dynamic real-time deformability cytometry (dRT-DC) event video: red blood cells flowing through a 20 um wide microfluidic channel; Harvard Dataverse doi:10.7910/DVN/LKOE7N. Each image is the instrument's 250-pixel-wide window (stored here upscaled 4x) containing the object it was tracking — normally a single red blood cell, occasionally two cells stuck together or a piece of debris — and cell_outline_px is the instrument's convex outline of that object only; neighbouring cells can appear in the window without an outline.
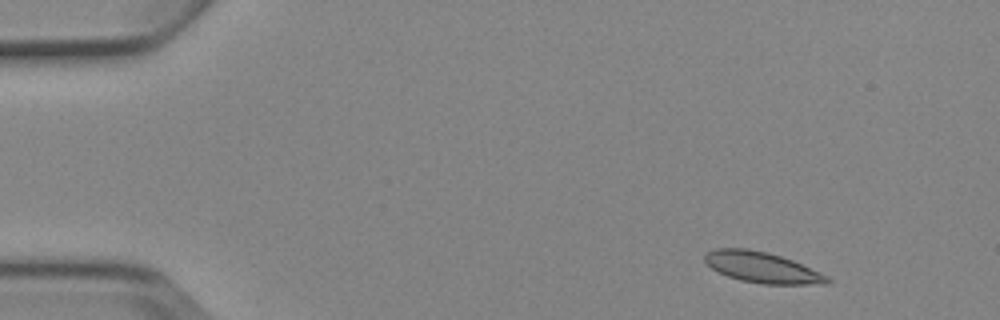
{"species": "Egyptian fruit bat (a non-hibernating species)", "species_latin": "Rousettus aegyptiacus", "temperature_condition": "cold", "stored_images_in_passage": 4, "camera_frame_rate_fps": 3000, "um_per_image_px": 0.085, "animal": {"sex": "female"}, "frame": {"image": 1, "passage_image": 1, "time_ms": 0.0, "image_size_px": [1000, 320], "cell_outline_px": [[832, 280], [828, 284], [760, 284], [740, 280], [728, 276], [712, 268], [704, 260], [704, 256], [708, 252], [716, 248], [748, 248], [768, 252], [792, 260], [828, 276]], "centroid_in_image_um": [64.79, 22.73], "position_along_channel_um": 20.2, "area_um2": 21.85}}
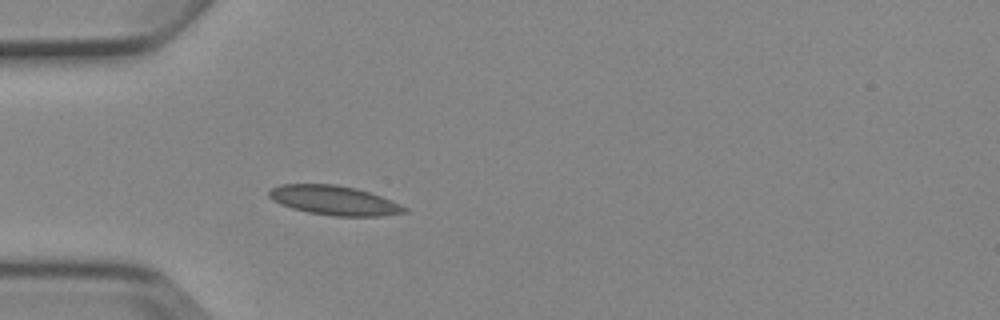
{"frame": {"image": 2, "passage_image": 4, "time_ms": 3.333, "image_size_px": [1000, 320], "cell_outline_px": [[408, 212], [380, 216], [332, 216], [308, 212], [292, 208], [280, 204], [272, 200], [268, 196], [268, 192], [272, 188], [280, 184], [336, 184], [356, 188], [392, 200], [408, 208]], "centroid_in_image_um": [28.4, 17.03], "position_along_channel_um": 56.6, "area_um2": 23.24}}